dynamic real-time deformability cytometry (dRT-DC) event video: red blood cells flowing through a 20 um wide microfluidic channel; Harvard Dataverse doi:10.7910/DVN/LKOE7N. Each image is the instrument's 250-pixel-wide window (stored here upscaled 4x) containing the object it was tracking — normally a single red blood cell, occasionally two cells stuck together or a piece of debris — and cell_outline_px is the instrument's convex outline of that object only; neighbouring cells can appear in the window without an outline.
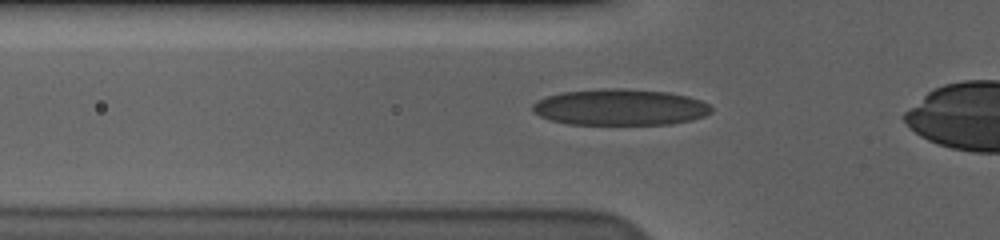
{"species": "human", "species_latin": "Homo sapiens", "temperature_condition": "cold", "stored_images_in_passage": 4, "camera_frame_rate_fps": 3000, "um_per_image_px": 0.085, "donor": {"sex": "male"}, "frame": {"image": 1, "passage_image": 4, "time_ms": 1.0, "image_size_px": [1000, 240], "cell_outline_px": [[712, 112], [704, 116], [692, 120], [672, 124], [568, 124], [548, 120], [532, 112], [532, 104], [536, 100], [548, 96], [564, 92], [600, 88], [624, 88], [668, 92], [688, 96], [700, 100], [708, 104], [712, 108]], "centroid_in_image_um": [52.69, 9.11], "position_along_channel_um": 73.1, "area_um2": 38.03}}